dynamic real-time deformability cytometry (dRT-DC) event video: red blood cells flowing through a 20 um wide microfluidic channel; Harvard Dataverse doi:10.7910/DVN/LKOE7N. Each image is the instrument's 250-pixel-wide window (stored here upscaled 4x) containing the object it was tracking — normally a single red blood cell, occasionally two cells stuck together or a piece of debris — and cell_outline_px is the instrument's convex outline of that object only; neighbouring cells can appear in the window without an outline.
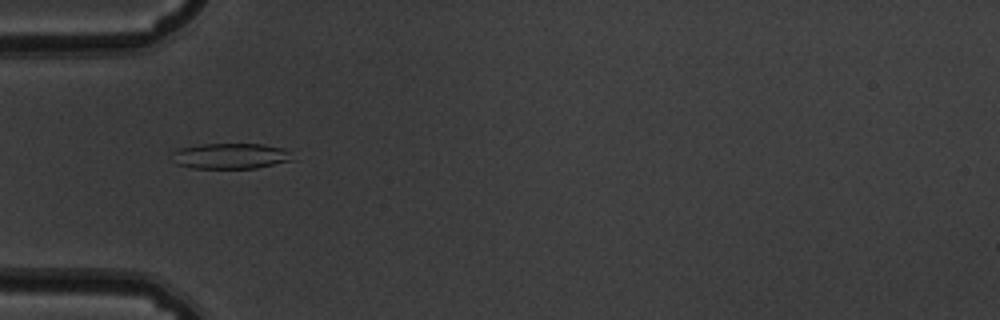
{"species": "common noctule bat (a hibernating species)", "species_latin": "Nyctalus noctula", "temperature_condition": "warm", "stored_images_in_passage": 52, "camera_frame_rate_fps": 3000, "um_per_image_px": 0.085, "animal": {"sex": "male", "body_mass_g": 19.5, "forearm_length_mm": 54.6}, "frame": {"image": 1, "passage_image": 17, "time_ms": 5.333, "image_size_px": [1000, 320], "cell_outline_px": [[296, 160], [256, 168], [192, 168], [176, 164], [168, 156], [168, 152], [176, 148], [204, 144], [264, 144], [284, 148]], "centroid_in_image_um": [19.52, 13.26], "position_along_channel_um": 65.5, "area_um2": 18.44}}
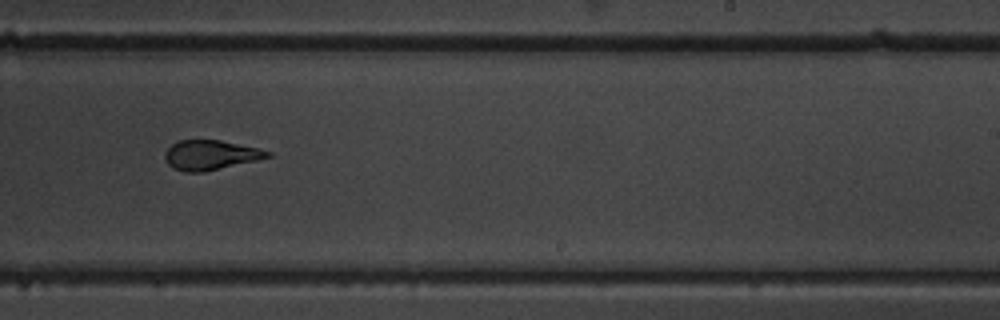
{"frame": {"image": 2, "passage_image": 33, "time_ms": 10.667, "image_size_px": [1000, 320], "cell_outline_px": [[272, 156], [256, 160], [204, 172], [184, 172], [172, 168], [164, 160], [164, 152], [172, 144], [180, 140], [220, 140], [260, 148], [272, 152]], "centroid_in_image_um": [17.88, 13.18], "position_along_channel_um": 271.1, "area_um2": 17.86}}
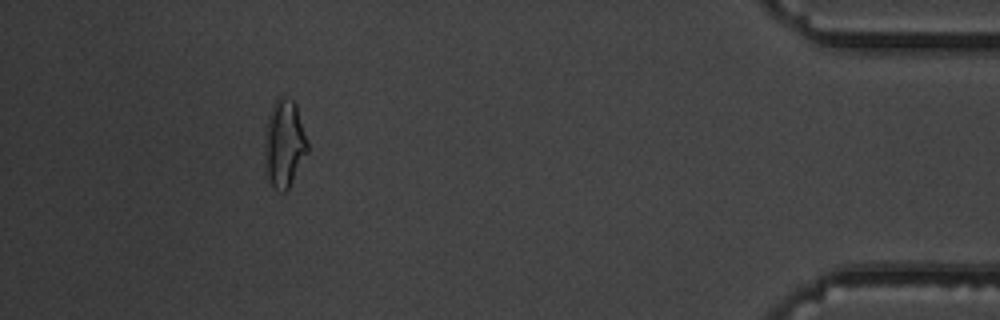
{"frame": {"image": 3, "passage_image": 48, "time_ms": 15.667, "image_size_px": [1000, 320], "cell_outline_px": [[308, 152], [288, 188], [284, 192], [280, 192], [268, 180], [264, 168], [264, 136], [268, 112], [276, 100], [280, 96], [284, 96], [292, 100], [296, 104], [308, 140]], "centroid_in_image_um": [24.14, 12.19], "position_along_channel_um": 411.1, "area_um2": 22.25}, "authors_computed_cell_mechanics": {"area_um2": 19.2474, "velocity_mm_per_s": 3.8884, "shape_relaxation_time_tau1_ms": 9.8201, "shape_relaxation_time_tau2_ms": 1.1423, "deformation_change_tau1": 0.2702, "deformation_change_tau2": 0.0941}}